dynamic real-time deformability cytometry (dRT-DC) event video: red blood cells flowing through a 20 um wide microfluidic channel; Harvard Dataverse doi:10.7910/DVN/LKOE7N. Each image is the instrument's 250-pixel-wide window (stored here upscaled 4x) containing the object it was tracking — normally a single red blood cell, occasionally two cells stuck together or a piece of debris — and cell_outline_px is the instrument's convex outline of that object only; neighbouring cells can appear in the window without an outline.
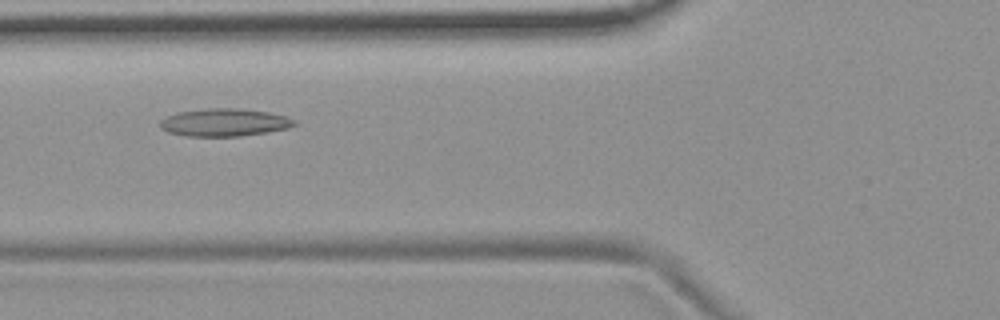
{"species": "common noctule bat (a hibernating species)", "species_latin": "Nyctalus noctula", "temperature_condition": "room temperature", "stored_images_in_passage": 28, "camera_frame_rate_fps": 3000, "um_per_image_px": 0.085, "animal": {"sex": "female", "body_mass_g": 19.9}, "frame": {"image": 1, "passage_image": 5, "time_ms": 1.333, "image_size_px": [1000, 320], "cell_outline_px": [[296, 124], [288, 128], [268, 132], [240, 136], [184, 136], [168, 132], [160, 128], [160, 120], [176, 112], [208, 108], [236, 108], [268, 112], [284, 116], [296, 120]], "centroid_in_image_um": [19.05, 10.41], "position_along_channel_um": 106.8, "area_um2": 21.68}}
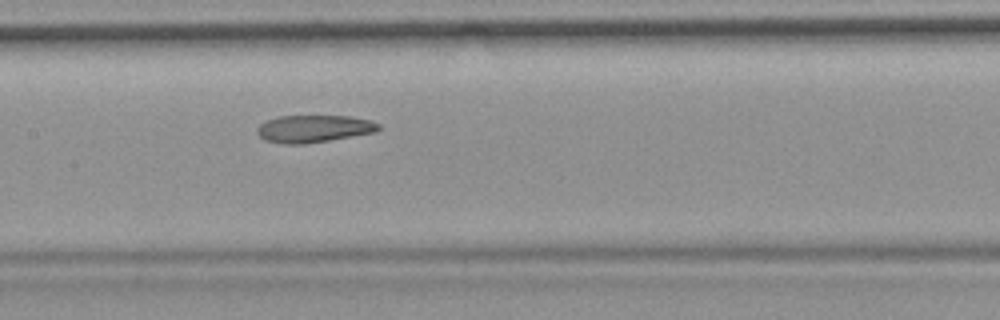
{"frame": {"image": 2, "passage_image": 11, "time_ms": 3.333, "image_size_px": [1000, 320], "cell_outline_px": [[380, 128], [376, 132], [304, 144], [288, 144], [264, 140], [256, 132], [256, 128], [260, 124], [268, 120], [280, 116], [348, 116], [368, 120], [380, 124]], "centroid_in_image_um": [26.65, 10.94], "position_along_channel_um": 180.7, "area_um2": 19.13}}
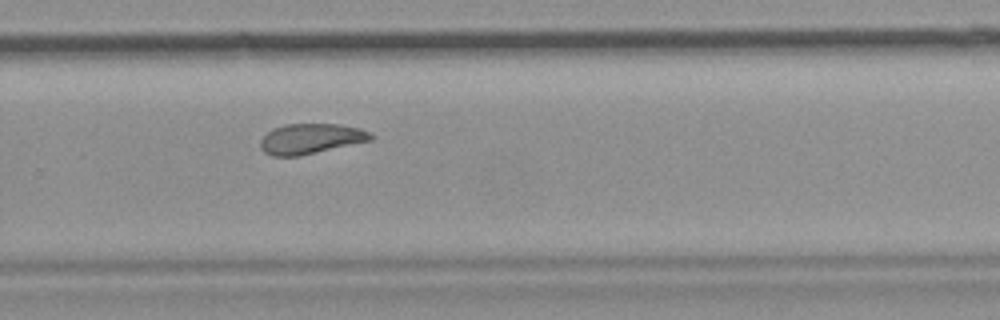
{"frame": {"image": 3, "passage_image": 21, "time_ms": 6.667, "image_size_px": [1000, 320], "cell_outline_px": [[376, 136], [372, 140], [300, 156], [272, 156], [264, 152], [260, 148], [260, 140], [272, 128], [288, 124], [340, 124], [360, 128], [372, 132]], "centroid_in_image_um": [26.45, 11.79], "position_along_channel_um": 303.4, "area_um2": 19.65}, "authors_computed_cell_mechanics": {"area_um2": 19.652, "velocity_mm_per_s": 3.6921, "shape_relaxation_time_tau1_ms": null, "shape_relaxation_time_tau2_ms": 3.6032, "deformation_change_tau1": null, "deformation_change_tau2": 0.0888}}